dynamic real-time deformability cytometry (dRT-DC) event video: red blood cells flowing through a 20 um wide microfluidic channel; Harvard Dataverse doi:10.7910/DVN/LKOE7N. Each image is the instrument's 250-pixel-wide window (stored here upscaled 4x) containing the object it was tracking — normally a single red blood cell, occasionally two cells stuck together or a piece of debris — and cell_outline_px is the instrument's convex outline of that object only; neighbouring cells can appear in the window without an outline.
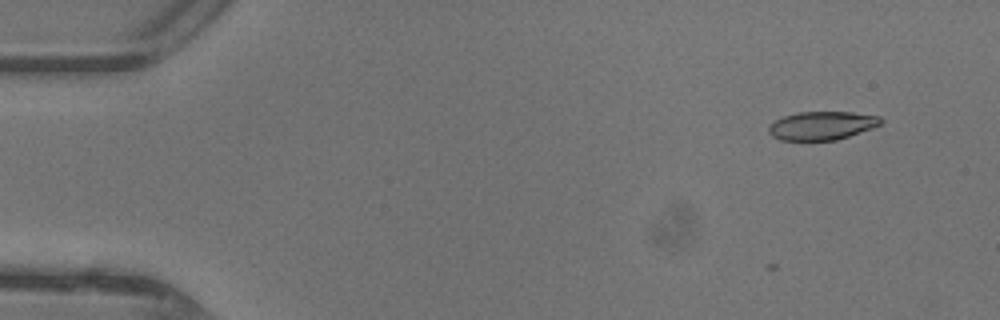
{"species": "common noctule bat (a hibernating species)", "species_latin": "Nyctalus noctula", "temperature_condition": "warm", "stored_images_in_passage": 5, "camera_frame_rate_fps": 3000, "um_per_image_px": 0.085, "animal": {"sex": "female"}, "frame": {"image": 1, "passage_image": 5, "time_ms": 1.333, "image_size_px": [1000, 320], "cell_outline_px": [[884, 120], [880, 124], [872, 128], [836, 140], [780, 140], [772, 136], [768, 132], [768, 128], [776, 120], [784, 116], [796, 112], [852, 112], [880, 116]], "centroid_in_image_um": [69.87, 10.67], "position_along_channel_um": 15.1, "area_um2": 18.5}}